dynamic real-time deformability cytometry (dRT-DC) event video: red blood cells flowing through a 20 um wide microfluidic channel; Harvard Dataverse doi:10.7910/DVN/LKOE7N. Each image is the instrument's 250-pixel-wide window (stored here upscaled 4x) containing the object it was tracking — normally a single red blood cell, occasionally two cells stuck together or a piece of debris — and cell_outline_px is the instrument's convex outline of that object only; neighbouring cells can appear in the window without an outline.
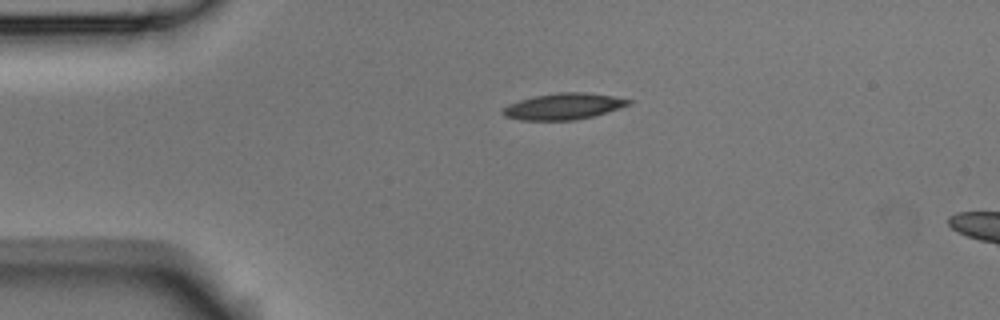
{"species": "Egyptian fruit bat (a non-hibernating species)", "species_latin": "Rousettus aegyptiacus", "temperature_condition": "room temperature", "stored_images_in_passage": 2, "camera_frame_rate_fps": 3000, "um_per_image_px": 0.085, "animal": {"sex": "male"}, "frame": {"image": 1, "passage_image": 1, "time_ms": 0.0, "image_size_px": [1000, 320], "cell_outline_px": [[632, 104], [592, 116], [576, 120], [520, 120], [504, 116], [500, 112], [508, 104], [520, 100], [536, 96], [560, 92], [584, 92], [612, 96], [632, 100]], "centroid_in_image_um": [47.88, 9.04], "position_along_channel_um": 37.1, "area_um2": 19.07}}